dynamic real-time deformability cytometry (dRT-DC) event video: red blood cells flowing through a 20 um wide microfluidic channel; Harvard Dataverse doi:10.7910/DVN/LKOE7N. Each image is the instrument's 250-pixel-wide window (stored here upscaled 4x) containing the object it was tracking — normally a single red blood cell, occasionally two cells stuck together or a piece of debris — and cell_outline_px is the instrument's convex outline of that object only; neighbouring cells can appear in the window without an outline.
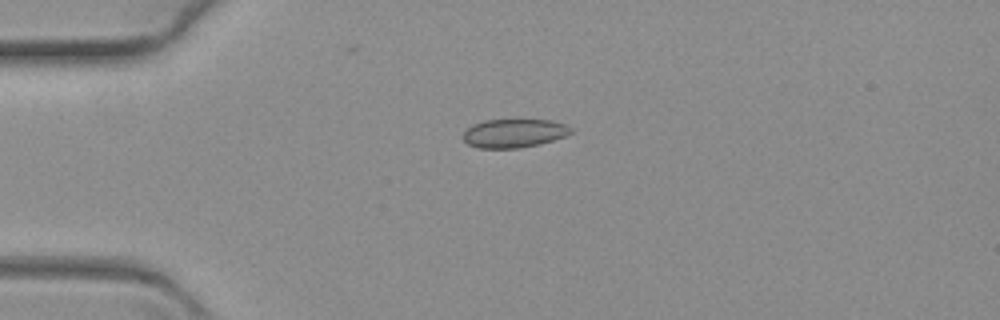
{"species": "common noctule bat (a hibernating species)", "species_latin": "Nyctalus noctula", "temperature_condition": "warm", "stored_images_in_passage": 41, "camera_frame_rate_fps": 3000, "um_per_image_px": 0.085, "animal": {"sex": "female", "body_mass_g": 19.3, "forearm_length_mm": 54.1}, "frame": {"image": 1, "passage_image": 1, "time_ms": 0.0, "image_size_px": [1000, 320], "cell_outline_px": [[572, 132], [564, 136], [552, 140], [520, 148], [480, 148], [468, 144], [460, 136], [472, 124], [484, 120], [516, 116], [552, 120], [564, 124], [572, 128]], "centroid_in_image_um": [43.66, 11.25], "position_along_channel_um": 41.3, "area_um2": 18.84}}
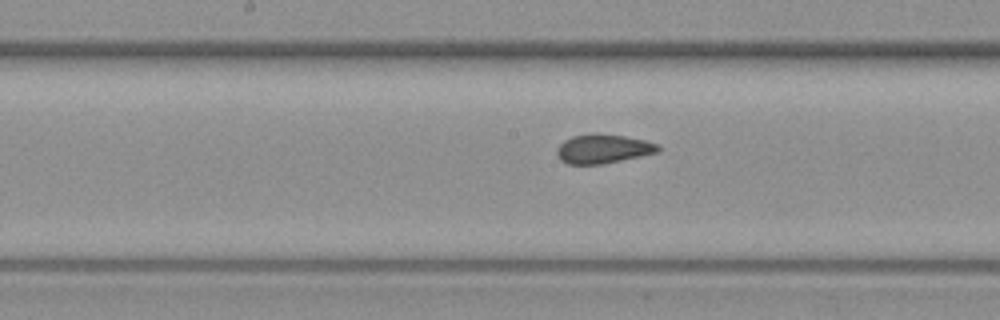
{"frame": {"image": 2, "passage_image": 18, "time_ms": 5.667, "image_size_px": [1000, 320], "cell_outline_px": [[660, 152], [604, 164], [568, 164], [560, 160], [556, 152], [556, 148], [564, 140], [572, 136], [592, 132], [596, 132], [624, 136], [644, 140], [660, 144]], "centroid_in_image_um": [51.26, 12.64], "position_along_channel_um": 196.9, "area_um2": 17.51}}
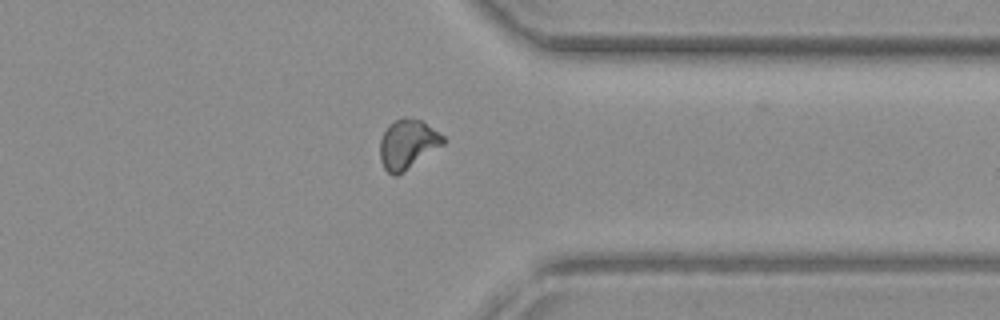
{"frame": {"image": 3, "passage_image": 35, "time_ms": 11.333, "image_size_px": [1000, 320], "cell_outline_px": [[448, 140], [444, 144], [396, 176], [392, 176], [384, 168], [380, 160], [380, 140], [388, 124], [404, 116], [420, 120], [444, 136]], "centroid_in_image_um": [34.64, 12.24], "position_along_channel_um": 376.8, "area_um2": 18.03}}